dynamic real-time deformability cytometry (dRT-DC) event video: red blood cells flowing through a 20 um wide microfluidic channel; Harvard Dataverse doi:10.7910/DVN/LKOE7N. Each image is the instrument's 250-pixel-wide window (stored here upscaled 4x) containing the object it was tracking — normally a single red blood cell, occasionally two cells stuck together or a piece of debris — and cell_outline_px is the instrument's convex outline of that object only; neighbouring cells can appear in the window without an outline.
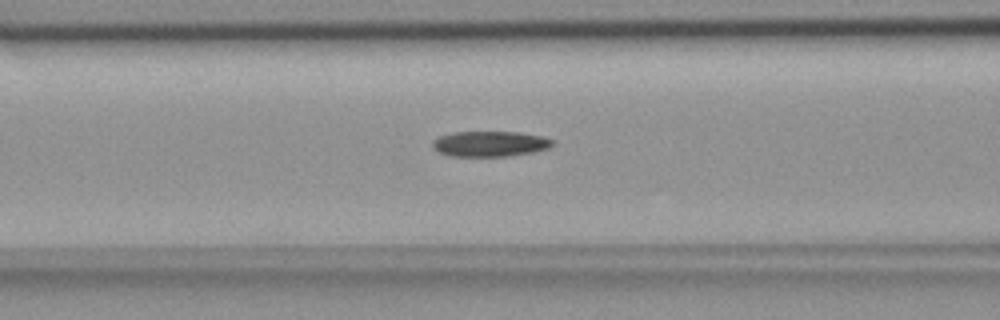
{"species": "common noctule bat (a hibernating species)", "species_latin": "Nyctalus noctula", "temperature_condition": "room temperature", "stored_images_in_passage": 42, "camera_frame_rate_fps": 3000, "um_per_image_px": 0.085, "animal": {"sex": "female", "body_mass_g": 18.4}, "frame": {"image": 1, "passage_image": 19, "time_ms": 6.0, "image_size_px": [1000, 320], "cell_outline_px": [[552, 144], [548, 148], [532, 152], [508, 156], [448, 156], [432, 148], [432, 140], [436, 136], [456, 132], [516, 132], [540, 136], [552, 140]], "centroid_in_image_um": [41.56, 12.22], "position_along_channel_um": 125.0, "area_um2": 17.69}}
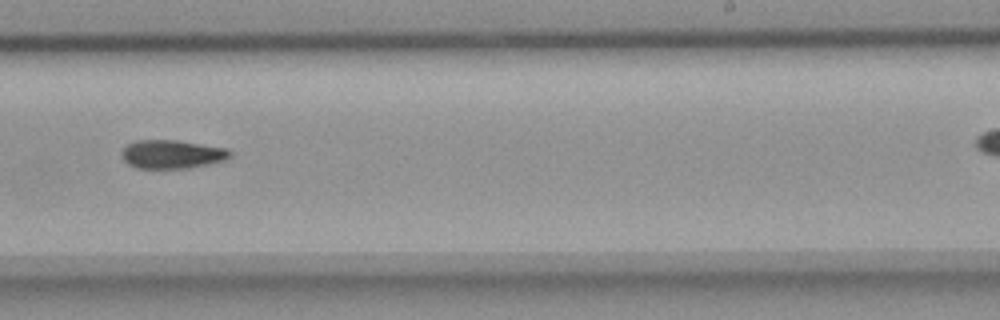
{"frame": {"image": 2, "passage_image": 31, "time_ms": 10.0, "image_size_px": [1000, 320], "cell_outline_px": [[232, 156], [228, 160], [188, 168], [136, 168], [128, 164], [124, 160], [120, 152], [128, 144], [136, 140], [176, 140], [228, 148], [232, 152]], "centroid_in_image_um": [14.65, 13.11], "position_along_channel_um": 274.3, "area_um2": 18.21}}
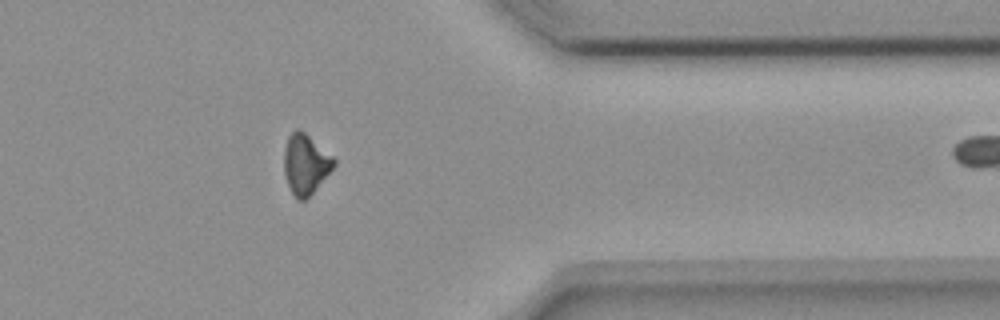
{"frame": {"image": 3, "passage_image": 41, "time_ms": 13.333, "image_size_px": [1000, 320], "cell_outline_px": [[336, 164], [312, 192], [304, 200], [300, 200], [292, 192], [288, 184], [284, 172], [284, 148], [288, 136], [296, 128], [300, 128], [332, 156], [336, 160]], "centroid_in_image_um": [25.95, 13.9], "position_along_channel_um": 385.5, "area_um2": 17.05}}